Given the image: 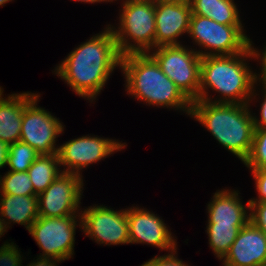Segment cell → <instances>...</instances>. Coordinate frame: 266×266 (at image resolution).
I'll return each mask as SVG.
<instances>
[{
  "label": "cell",
  "instance_id": "cell-19",
  "mask_svg": "<svg viewBox=\"0 0 266 266\" xmlns=\"http://www.w3.org/2000/svg\"><path fill=\"white\" fill-rule=\"evenodd\" d=\"M192 14L208 17L223 25H245L234 0H189Z\"/></svg>",
  "mask_w": 266,
  "mask_h": 266
},
{
  "label": "cell",
  "instance_id": "cell-3",
  "mask_svg": "<svg viewBox=\"0 0 266 266\" xmlns=\"http://www.w3.org/2000/svg\"><path fill=\"white\" fill-rule=\"evenodd\" d=\"M125 93L149 107L176 110L190 117L192 102L161 70L149 53L121 56Z\"/></svg>",
  "mask_w": 266,
  "mask_h": 266
},
{
  "label": "cell",
  "instance_id": "cell-25",
  "mask_svg": "<svg viewBox=\"0 0 266 266\" xmlns=\"http://www.w3.org/2000/svg\"><path fill=\"white\" fill-rule=\"evenodd\" d=\"M243 164L248 170L266 168V129H254L252 148Z\"/></svg>",
  "mask_w": 266,
  "mask_h": 266
},
{
  "label": "cell",
  "instance_id": "cell-1",
  "mask_svg": "<svg viewBox=\"0 0 266 266\" xmlns=\"http://www.w3.org/2000/svg\"><path fill=\"white\" fill-rule=\"evenodd\" d=\"M116 69H121V55L114 34L105 28L75 46L52 70L77 96L95 104Z\"/></svg>",
  "mask_w": 266,
  "mask_h": 266
},
{
  "label": "cell",
  "instance_id": "cell-17",
  "mask_svg": "<svg viewBox=\"0 0 266 266\" xmlns=\"http://www.w3.org/2000/svg\"><path fill=\"white\" fill-rule=\"evenodd\" d=\"M37 92L5 94L0 100V140L8 146L20 141L24 106Z\"/></svg>",
  "mask_w": 266,
  "mask_h": 266
},
{
  "label": "cell",
  "instance_id": "cell-12",
  "mask_svg": "<svg viewBox=\"0 0 266 266\" xmlns=\"http://www.w3.org/2000/svg\"><path fill=\"white\" fill-rule=\"evenodd\" d=\"M84 176L61 172L59 176L37 195L38 216L63 217L80 215L81 200L85 190Z\"/></svg>",
  "mask_w": 266,
  "mask_h": 266
},
{
  "label": "cell",
  "instance_id": "cell-5",
  "mask_svg": "<svg viewBox=\"0 0 266 266\" xmlns=\"http://www.w3.org/2000/svg\"><path fill=\"white\" fill-rule=\"evenodd\" d=\"M117 23L111 28L121 56L131 53H149L155 48V1H137L121 4ZM117 24V25H116Z\"/></svg>",
  "mask_w": 266,
  "mask_h": 266
},
{
  "label": "cell",
  "instance_id": "cell-35",
  "mask_svg": "<svg viewBox=\"0 0 266 266\" xmlns=\"http://www.w3.org/2000/svg\"><path fill=\"white\" fill-rule=\"evenodd\" d=\"M155 2H185L189 0H153Z\"/></svg>",
  "mask_w": 266,
  "mask_h": 266
},
{
  "label": "cell",
  "instance_id": "cell-2",
  "mask_svg": "<svg viewBox=\"0 0 266 266\" xmlns=\"http://www.w3.org/2000/svg\"><path fill=\"white\" fill-rule=\"evenodd\" d=\"M252 61L254 56L250 46L234 55L202 57L199 100L249 104L256 85L255 69L249 63Z\"/></svg>",
  "mask_w": 266,
  "mask_h": 266
},
{
  "label": "cell",
  "instance_id": "cell-36",
  "mask_svg": "<svg viewBox=\"0 0 266 266\" xmlns=\"http://www.w3.org/2000/svg\"><path fill=\"white\" fill-rule=\"evenodd\" d=\"M14 0H0V7H4L9 2H13Z\"/></svg>",
  "mask_w": 266,
  "mask_h": 266
},
{
  "label": "cell",
  "instance_id": "cell-37",
  "mask_svg": "<svg viewBox=\"0 0 266 266\" xmlns=\"http://www.w3.org/2000/svg\"><path fill=\"white\" fill-rule=\"evenodd\" d=\"M4 95V88L0 86V100L3 98Z\"/></svg>",
  "mask_w": 266,
  "mask_h": 266
},
{
  "label": "cell",
  "instance_id": "cell-16",
  "mask_svg": "<svg viewBox=\"0 0 266 266\" xmlns=\"http://www.w3.org/2000/svg\"><path fill=\"white\" fill-rule=\"evenodd\" d=\"M240 190L222 188L206 204L207 224L246 225L250 221L249 200L243 203ZM245 204V205H244Z\"/></svg>",
  "mask_w": 266,
  "mask_h": 266
},
{
  "label": "cell",
  "instance_id": "cell-10",
  "mask_svg": "<svg viewBox=\"0 0 266 266\" xmlns=\"http://www.w3.org/2000/svg\"><path fill=\"white\" fill-rule=\"evenodd\" d=\"M41 93H37L25 106L20 141L29 144L40 155L58 153V137L65 133L63 122L50 111L40 107Z\"/></svg>",
  "mask_w": 266,
  "mask_h": 266
},
{
  "label": "cell",
  "instance_id": "cell-31",
  "mask_svg": "<svg viewBox=\"0 0 266 266\" xmlns=\"http://www.w3.org/2000/svg\"><path fill=\"white\" fill-rule=\"evenodd\" d=\"M9 146L0 140V169L7 166Z\"/></svg>",
  "mask_w": 266,
  "mask_h": 266
},
{
  "label": "cell",
  "instance_id": "cell-9",
  "mask_svg": "<svg viewBox=\"0 0 266 266\" xmlns=\"http://www.w3.org/2000/svg\"><path fill=\"white\" fill-rule=\"evenodd\" d=\"M64 142L60 144L58 151L61 171L81 176L89 166L98 164L127 147L126 142L95 134L78 136Z\"/></svg>",
  "mask_w": 266,
  "mask_h": 266
},
{
  "label": "cell",
  "instance_id": "cell-7",
  "mask_svg": "<svg viewBox=\"0 0 266 266\" xmlns=\"http://www.w3.org/2000/svg\"><path fill=\"white\" fill-rule=\"evenodd\" d=\"M82 230L80 215L63 217H41L31 225L28 233L42 253L40 257L52 258L62 262L73 259L76 229Z\"/></svg>",
  "mask_w": 266,
  "mask_h": 266
},
{
  "label": "cell",
  "instance_id": "cell-27",
  "mask_svg": "<svg viewBox=\"0 0 266 266\" xmlns=\"http://www.w3.org/2000/svg\"><path fill=\"white\" fill-rule=\"evenodd\" d=\"M252 40L253 39L250 38V48L254 56V62L257 61V63L259 62L257 65L260 64L258 71L255 69L256 84L266 87V42L263 48L260 49L259 47H255Z\"/></svg>",
  "mask_w": 266,
  "mask_h": 266
},
{
  "label": "cell",
  "instance_id": "cell-23",
  "mask_svg": "<svg viewBox=\"0 0 266 266\" xmlns=\"http://www.w3.org/2000/svg\"><path fill=\"white\" fill-rule=\"evenodd\" d=\"M0 194L37 196L27 171L0 174Z\"/></svg>",
  "mask_w": 266,
  "mask_h": 266
},
{
  "label": "cell",
  "instance_id": "cell-30",
  "mask_svg": "<svg viewBox=\"0 0 266 266\" xmlns=\"http://www.w3.org/2000/svg\"><path fill=\"white\" fill-rule=\"evenodd\" d=\"M250 221L266 235V202H249Z\"/></svg>",
  "mask_w": 266,
  "mask_h": 266
},
{
  "label": "cell",
  "instance_id": "cell-21",
  "mask_svg": "<svg viewBox=\"0 0 266 266\" xmlns=\"http://www.w3.org/2000/svg\"><path fill=\"white\" fill-rule=\"evenodd\" d=\"M245 225H217L206 224L205 233L208 236V247L213 255L221 260L228 253L230 246L235 241L237 234Z\"/></svg>",
  "mask_w": 266,
  "mask_h": 266
},
{
  "label": "cell",
  "instance_id": "cell-6",
  "mask_svg": "<svg viewBox=\"0 0 266 266\" xmlns=\"http://www.w3.org/2000/svg\"><path fill=\"white\" fill-rule=\"evenodd\" d=\"M244 27L223 25L208 17L192 14L187 36L201 57L234 55L244 52L250 46V36Z\"/></svg>",
  "mask_w": 266,
  "mask_h": 266
},
{
  "label": "cell",
  "instance_id": "cell-34",
  "mask_svg": "<svg viewBox=\"0 0 266 266\" xmlns=\"http://www.w3.org/2000/svg\"><path fill=\"white\" fill-rule=\"evenodd\" d=\"M112 3H116L117 1H121L120 4L128 3V2H137V1H147V0H111Z\"/></svg>",
  "mask_w": 266,
  "mask_h": 266
},
{
  "label": "cell",
  "instance_id": "cell-29",
  "mask_svg": "<svg viewBox=\"0 0 266 266\" xmlns=\"http://www.w3.org/2000/svg\"><path fill=\"white\" fill-rule=\"evenodd\" d=\"M254 180L257 197H252L249 202H266V168L249 170Z\"/></svg>",
  "mask_w": 266,
  "mask_h": 266
},
{
  "label": "cell",
  "instance_id": "cell-14",
  "mask_svg": "<svg viewBox=\"0 0 266 266\" xmlns=\"http://www.w3.org/2000/svg\"><path fill=\"white\" fill-rule=\"evenodd\" d=\"M191 6L185 2H155V48L183 45L179 39L189 32Z\"/></svg>",
  "mask_w": 266,
  "mask_h": 266
},
{
  "label": "cell",
  "instance_id": "cell-15",
  "mask_svg": "<svg viewBox=\"0 0 266 266\" xmlns=\"http://www.w3.org/2000/svg\"><path fill=\"white\" fill-rule=\"evenodd\" d=\"M221 261L222 266H266V235L249 221Z\"/></svg>",
  "mask_w": 266,
  "mask_h": 266
},
{
  "label": "cell",
  "instance_id": "cell-4",
  "mask_svg": "<svg viewBox=\"0 0 266 266\" xmlns=\"http://www.w3.org/2000/svg\"><path fill=\"white\" fill-rule=\"evenodd\" d=\"M190 118L199 122L219 145L244 163L252 148L255 129L249 104L195 100Z\"/></svg>",
  "mask_w": 266,
  "mask_h": 266
},
{
  "label": "cell",
  "instance_id": "cell-32",
  "mask_svg": "<svg viewBox=\"0 0 266 266\" xmlns=\"http://www.w3.org/2000/svg\"><path fill=\"white\" fill-rule=\"evenodd\" d=\"M71 1V0H70ZM72 1H75V2H77L78 1V3L80 2V3H88V4H96V3H109V4H111L112 3V1L111 0H72Z\"/></svg>",
  "mask_w": 266,
  "mask_h": 266
},
{
  "label": "cell",
  "instance_id": "cell-13",
  "mask_svg": "<svg viewBox=\"0 0 266 266\" xmlns=\"http://www.w3.org/2000/svg\"><path fill=\"white\" fill-rule=\"evenodd\" d=\"M130 244H145L169 253L178 248L177 237L165 220L145 207H127Z\"/></svg>",
  "mask_w": 266,
  "mask_h": 266
},
{
  "label": "cell",
  "instance_id": "cell-26",
  "mask_svg": "<svg viewBox=\"0 0 266 266\" xmlns=\"http://www.w3.org/2000/svg\"><path fill=\"white\" fill-rule=\"evenodd\" d=\"M257 102L259 105L256 106ZM254 104H255V107H260L257 110V111L260 110L258 112L260 115L257 113H253L254 127L255 129H266V87L261 86L259 84L255 85L249 105L253 107L252 105Z\"/></svg>",
  "mask_w": 266,
  "mask_h": 266
},
{
  "label": "cell",
  "instance_id": "cell-18",
  "mask_svg": "<svg viewBox=\"0 0 266 266\" xmlns=\"http://www.w3.org/2000/svg\"><path fill=\"white\" fill-rule=\"evenodd\" d=\"M0 215L8 230L19 224L29 231L39 217L37 196L0 194Z\"/></svg>",
  "mask_w": 266,
  "mask_h": 266
},
{
  "label": "cell",
  "instance_id": "cell-11",
  "mask_svg": "<svg viewBox=\"0 0 266 266\" xmlns=\"http://www.w3.org/2000/svg\"><path fill=\"white\" fill-rule=\"evenodd\" d=\"M85 237L100 246L130 244L127 208L93 204L80 212Z\"/></svg>",
  "mask_w": 266,
  "mask_h": 266
},
{
  "label": "cell",
  "instance_id": "cell-22",
  "mask_svg": "<svg viewBox=\"0 0 266 266\" xmlns=\"http://www.w3.org/2000/svg\"><path fill=\"white\" fill-rule=\"evenodd\" d=\"M19 246L16 245L12 240H6L0 246V266H24L23 261L26 260L25 257L21 252V249L18 248ZM33 260L29 261L26 266H59L62 261L40 257L37 256ZM22 263V264H21Z\"/></svg>",
  "mask_w": 266,
  "mask_h": 266
},
{
  "label": "cell",
  "instance_id": "cell-28",
  "mask_svg": "<svg viewBox=\"0 0 266 266\" xmlns=\"http://www.w3.org/2000/svg\"><path fill=\"white\" fill-rule=\"evenodd\" d=\"M178 248L164 255H155L140 266H190L188 262L179 259Z\"/></svg>",
  "mask_w": 266,
  "mask_h": 266
},
{
  "label": "cell",
  "instance_id": "cell-33",
  "mask_svg": "<svg viewBox=\"0 0 266 266\" xmlns=\"http://www.w3.org/2000/svg\"><path fill=\"white\" fill-rule=\"evenodd\" d=\"M7 232H8V229L5 226L4 220L1 218V215H0V240Z\"/></svg>",
  "mask_w": 266,
  "mask_h": 266
},
{
  "label": "cell",
  "instance_id": "cell-8",
  "mask_svg": "<svg viewBox=\"0 0 266 266\" xmlns=\"http://www.w3.org/2000/svg\"><path fill=\"white\" fill-rule=\"evenodd\" d=\"M149 54L191 102L199 100L202 57L191 45L159 46Z\"/></svg>",
  "mask_w": 266,
  "mask_h": 266
},
{
  "label": "cell",
  "instance_id": "cell-20",
  "mask_svg": "<svg viewBox=\"0 0 266 266\" xmlns=\"http://www.w3.org/2000/svg\"><path fill=\"white\" fill-rule=\"evenodd\" d=\"M61 172L58 153L40 155L27 170L37 195L43 192Z\"/></svg>",
  "mask_w": 266,
  "mask_h": 266
},
{
  "label": "cell",
  "instance_id": "cell-24",
  "mask_svg": "<svg viewBox=\"0 0 266 266\" xmlns=\"http://www.w3.org/2000/svg\"><path fill=\"white\" fill-rule=\"evenodd\" d=\"M40 154L29 144L17 141L9 145L8 171L26 172Z\"/></svg>",
  "mask_w": 266,
  "mask_h": 266
}]
</instances>
